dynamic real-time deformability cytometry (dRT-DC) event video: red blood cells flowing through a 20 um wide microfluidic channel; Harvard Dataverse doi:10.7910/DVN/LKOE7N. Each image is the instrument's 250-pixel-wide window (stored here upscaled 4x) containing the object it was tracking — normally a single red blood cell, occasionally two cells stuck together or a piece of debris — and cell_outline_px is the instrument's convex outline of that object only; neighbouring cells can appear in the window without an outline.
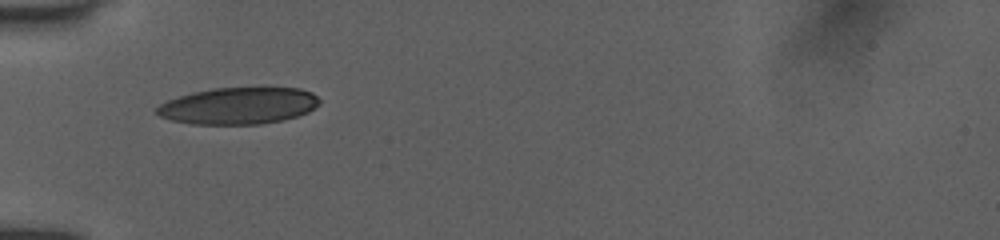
{"species": "human", "species_latin": "Homo sapiens", "temperature_condition": "room temperature", "stored_images_in_passage": 24, "camera_frame_rate_fps": 3000, "um_per_image_px": 0.085, "donor": {"sex": "female"}, "frame": {"image": 1, "passage_image": 1, "time_ms": 0.0, "image_size_px": [1000, 240], "cell_outline_px": [[320, 104], [308, 112], [296, 116], [280, 120], [260, 124], [192, 124], [172, 120], [160, 116], [156, 112], [156, 108], [160, 104], [168, 100], [192, 92], [212, 88], [264, 84], [300, 88], [312, 92], [320, 100]], "centroid_in_image_um": [20.34, 8.93], "position_along_channel_um": 64.7, "area_um2": 35.95}}
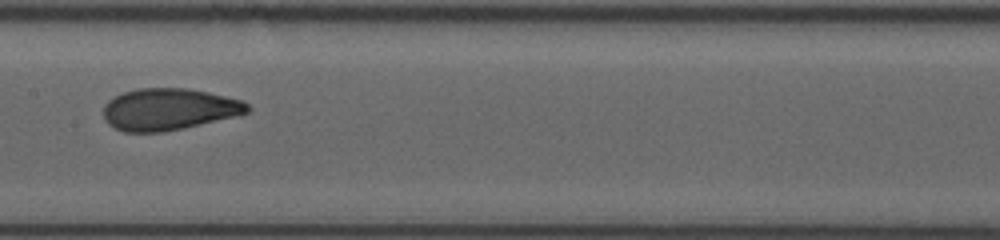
{"frame": {"image": 2, "passage_image": 13, "time_ms": 3.333, "image_size_px": [1000, 240], "cell_outline_px": [[252, 108], [248, 112], [240, 116], [184, 128], [164, 132], [124, 132], [108, 124], [104, 120], [104, 104], [108, 100], [124, 92], [140, 88], [188, 88], [208, 92], [244, 100]], "centroid_in_image_um": [14.4, 9.29], "position_along_channel_um": 193.0, "area_um2": 35.43}}
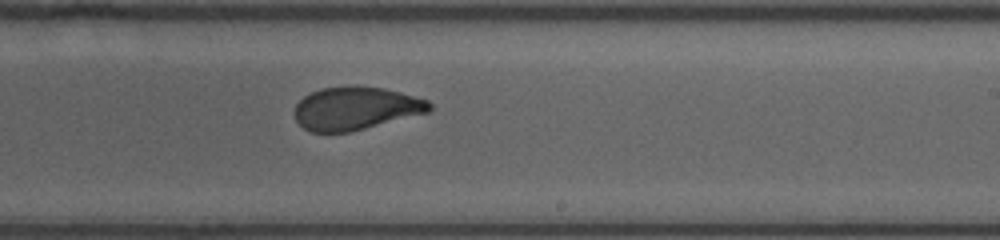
{"frame": {"image": 3, "passage_image": 20, "time_ms": 5.0, "image_size_px": [1000, 240], "cell_outline_px": [[432, 108], [428, 112], [348, 132], [312, 132], [304, 128], [296, 120], [292, 112], [296, 104], [304, 96], [320, 88], [352, 84], [356, 84], [384, 88], [400, 92], [428, 100], [432, 104]], "centroid_in_image_um": [30.2, 9.18], "position_along_channel_um": 258.8, "area_um2": 34.04}}